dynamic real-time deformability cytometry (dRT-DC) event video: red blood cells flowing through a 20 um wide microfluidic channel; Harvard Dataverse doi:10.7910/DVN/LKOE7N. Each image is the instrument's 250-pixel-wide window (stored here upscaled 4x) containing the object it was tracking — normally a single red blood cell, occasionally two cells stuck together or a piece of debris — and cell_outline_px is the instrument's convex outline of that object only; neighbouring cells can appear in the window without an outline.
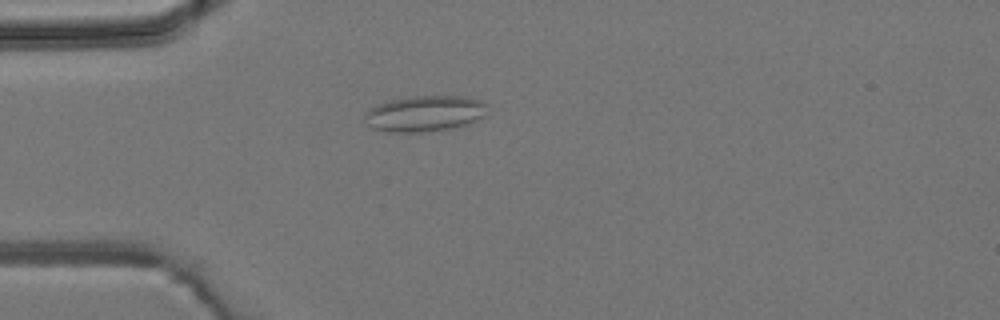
{"species": "common noctule bat (a hibernating species)", "species_latin": "Nyctalus noctula", "temperature_condition": "room temperature", "stored_images_in_passage": 3, "camera_frame_rate_fps": 3000, "um_per_image_px": 0.085, "animal": {"sex": "male", "body_mass_g": 19.2, "forearm_length_mm": 51.8}, "frame": {"image": 1, "passage_image": 3, "time_ms": 2.333, "image_size_px": [1000, 320], "cell_outline_px": [[488, 116], [468, 124], [452, 128], [428, 132], [388, 132], [372, 128], [368, 124], [364, 116], [364, 112], [380, 104], [392, 100], [408, 96], [464, 96], [484, 100], [488, 104]], "centroid_in_image_um": [36.2, 9.65], "position_along_channel_um": 48.8, "area_um2": 26.13}}